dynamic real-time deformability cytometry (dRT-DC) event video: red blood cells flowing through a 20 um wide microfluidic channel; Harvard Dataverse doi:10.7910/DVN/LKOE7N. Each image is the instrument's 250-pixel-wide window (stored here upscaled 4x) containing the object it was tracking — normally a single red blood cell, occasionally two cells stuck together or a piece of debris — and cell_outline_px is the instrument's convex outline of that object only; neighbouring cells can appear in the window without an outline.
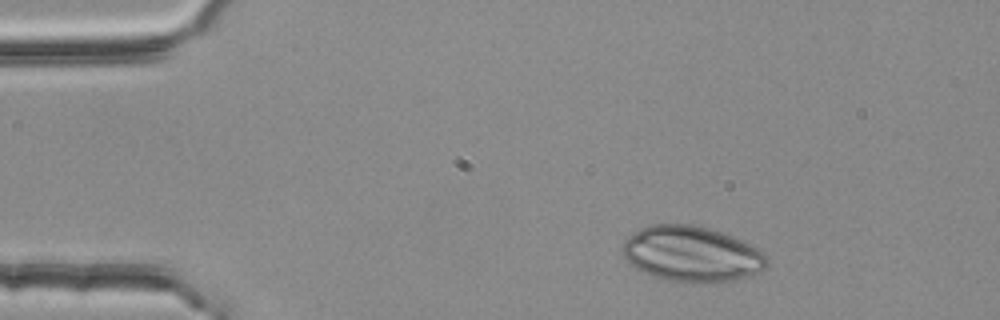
{"species": "common noctule bat (a hibernating species)", "species_latin": "Nyctalus noctula", "temperature_condition": "room temperature", "stored_images_in_passage": 4, "camera_frame_rate_fps": 3000, "um_per_image_px": 0.085, "animal": {"sex": "female", "body_mass_g": 25.1}, "frame": {"image": 1, "passage_image": 1, "time_ms": 0.0, "image_size_px": [1000, 320], "cell_outline_px": [[768, 264], [760, 272], [748, 276], [732, 280], [712, 284], [684, 284], [652, 276], [636, 268], [624, 256], [624, 240], [632, 232], [640, 228], [652, 224], [692, 224], [708, 228], [744, 240], [764, 252], [768, 260]], "centroid_in_image_um": [58.83, 21.61], "position_along_channel_um": 26.2, "area_um2": 47.28}}
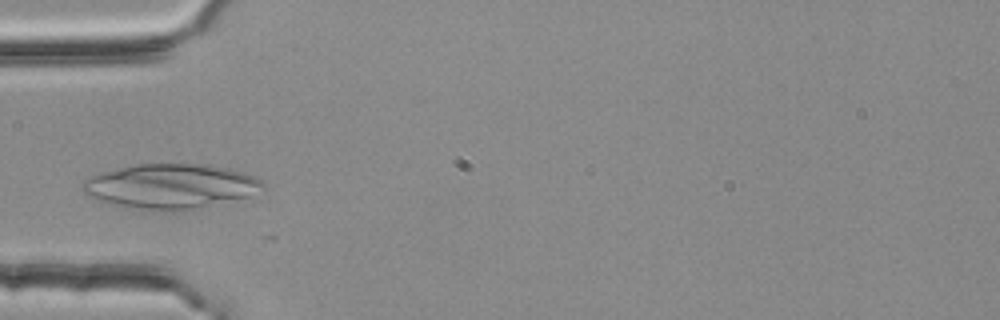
{"frame": {"image": 2, "passage_image": 3, "time_ms": 0.667, "image_size_px": [1000, 320], "cell_outline_px": [[264, 188], [248, 196], [192, 208], [172, 212], [136, 208], [112, 204], [100, 200], [84, 192], [80, 188], [80, 184], [84, 180], [92, 176], [104, 172], [136, 164], [196, 164], [228, 168], [264, 180]], "centroid_in_image_um": [14.47, 15.82], "position_along_channel_um": 70.5, "area_um2": 46.07}}